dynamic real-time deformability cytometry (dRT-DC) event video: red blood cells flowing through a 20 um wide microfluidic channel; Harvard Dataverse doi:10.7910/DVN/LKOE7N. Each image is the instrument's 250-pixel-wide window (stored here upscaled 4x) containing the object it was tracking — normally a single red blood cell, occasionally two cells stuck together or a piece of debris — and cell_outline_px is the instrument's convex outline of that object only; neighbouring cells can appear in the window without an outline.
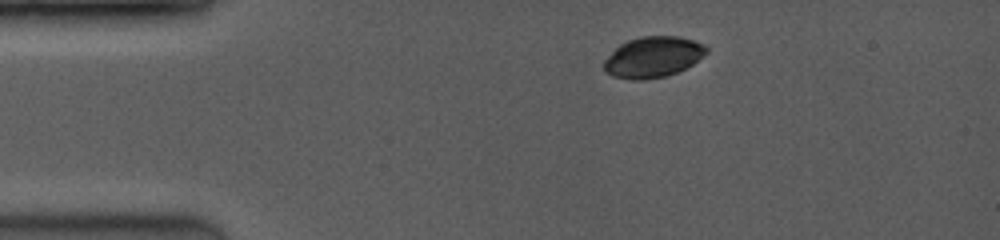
{"species": "common noctule bat (a hibernating species)", "species_latin": "Nyctalus noctula", "temperature_condition": "room temperature", "stored_images_in_passage": 10, "camera_frame_rate_fps": 3500, "um_per_image_px": 0.085, "animal": {"sex": "female", "body_mass_g": 19.0, "forearm_length_mm": 53.3}, "frame": {"image": 1, "passage_image": 1, "time_ms": 0.0, "image_size_px": [1000, 240], "cell_outline_px": [[708, 52], [692, 64], [668, 76], [644, 80], [632, 80], [612, 76], [604, 72], [604, 60], [620, 44], [628, 40], [640, 36], [680, 36], [704, 44], [708, 48]], "centroid_in_image_um": [55.49, 4.85], "position_along_channel_um": 29.5, "area_um2": 24.45}}
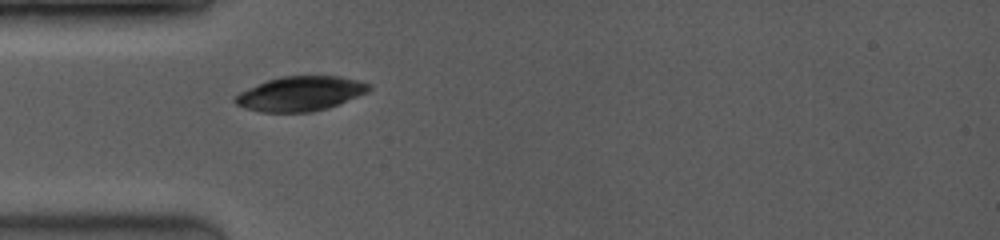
{"frame": {"image": 2, "passage_image": 5, "time_ms": 2.0, "image_size_px": [1000, 240], "cell_outline_px": [[372, 88], [368, 92], [328, 108], [312, 112], [260, 112], [244, 108], [236, 104], [232, 100], [232, 96], [240, 92], [268, 80], [284, 76], [340, 76], [372, 84]], "centroid_in_image_um": [25.52, 7.97], "position_along_channel_um": 59.5, "area_um2": 26.99}}
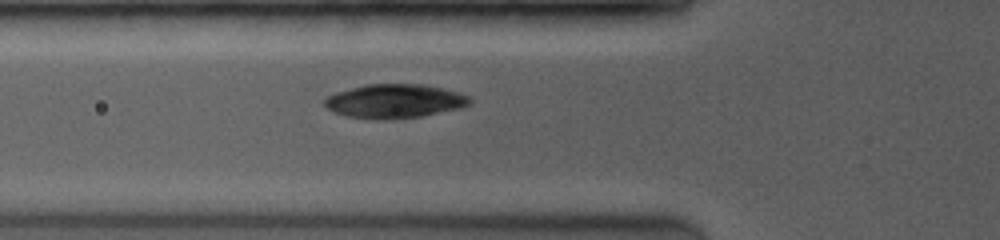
{"frame": {"image": 3, "passage_image": 7, "time_ms": 2.857, "image_size_px": [1000, 240], "cell_outline_px": [[472, 104], [464, 108], [420, 116], [384, 120], [380, 120], [344, 116], [332, 112], [324, 104], [324, 100], [328, 96], [336, 92], [368, 84], [420, 84], [440, 88], [456, 92], [468, 96], [472, 100]], "centroid_in_image_um": [33.54, 8.61], "position_along_channel_um": 92.3, "area_um2": 28.73}}